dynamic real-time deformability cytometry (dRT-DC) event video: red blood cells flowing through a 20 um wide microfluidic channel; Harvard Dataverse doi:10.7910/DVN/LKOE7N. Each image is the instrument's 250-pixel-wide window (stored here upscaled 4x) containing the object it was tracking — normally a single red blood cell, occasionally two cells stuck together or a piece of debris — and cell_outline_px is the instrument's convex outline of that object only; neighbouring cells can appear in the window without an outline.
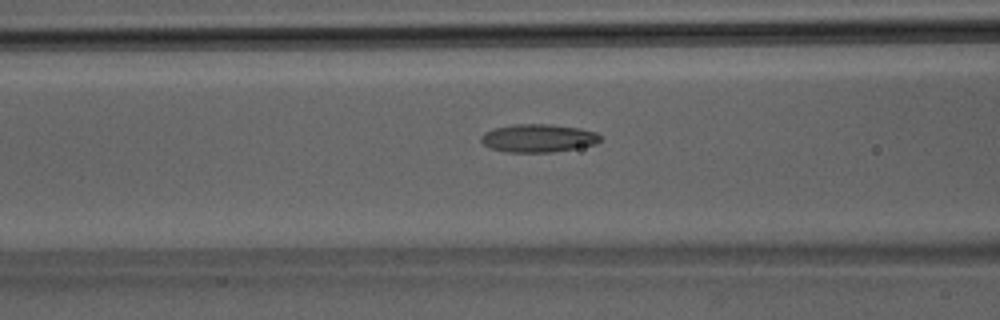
{"species": "Egyptian fruit bat (a non-hibernating species)", "species_latin": "Rousettus aegyptiacus", "temperature_condition": "room temperature", "stored_images_in_passage": 32, "camera_frame_rate_fps": 3000, "um_per_image_px": 0.085, "animal": {"sex": "male"}, "frame": {"image": 1, "passage_image": 8, "time_ms": 2.333, "image_size_px": [1000, 320], "cell_outline_px": [[600, 140], [596, 144], [552, 152], [504, 152], [488, 148], [480, 140], [480, 136], [484, 132], [492, 128], [516, 124], [552, 124], [580, 128], [596, 132], [600, 136]], "centroid_in_image_um": [45.7, 11.74], "position_along_channel_um": 120.9, "area_um2": 19.65}}
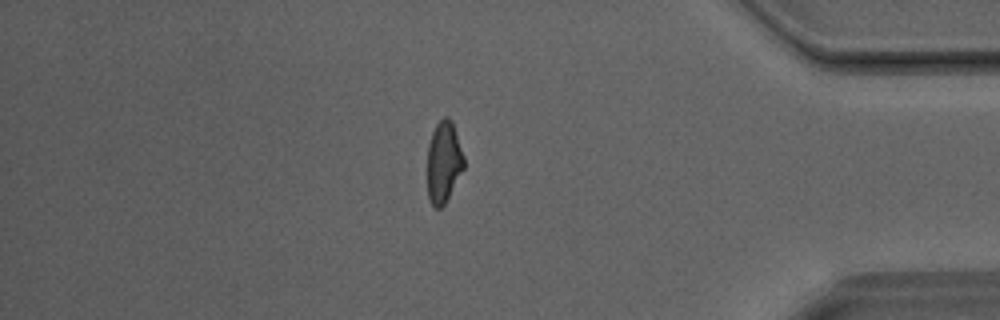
{"frame": {"image": 2, "passage_image": 26, "time_ms": 8.333, "image_size_px": [1000, 320], "cell_outline_px": [[464, 168], [444, 204], [440, 208], [436, 208], [428, 200], [428, 144], [432, 132], [436, 124], [444, 116], [448, 116], [452, 120], [464, 156]], "centroid_in_image_um": [37.71, 13.74], "position_along_channel_um": 397.5, "area_um2": 17.28}}
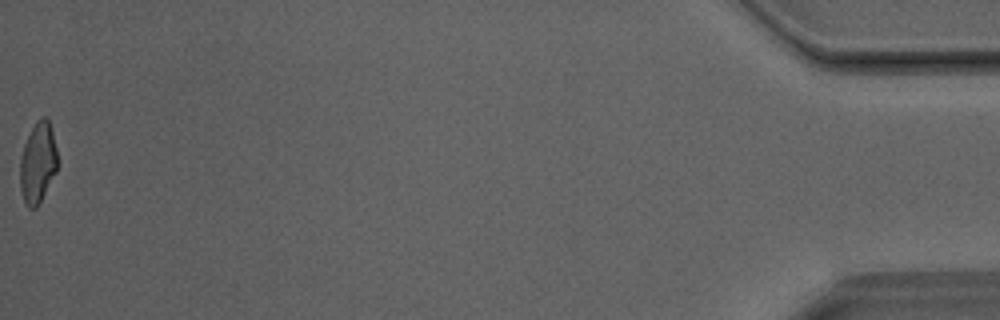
{"frame": {"image": 3, "passage_image": 32, "time_ms": 10.333, "image_size_px": [1000, 320], "cell_outline_px": [[56, 172], [36, 208], [28, 208], [24, 200], [20, 188], [20, 156], [24, 144], [36, 120], [40, 116], [44, 116], [48, 120], [52, 132], [56, 148]], "centroid_in_image_um": [3.19, 13.82], "position_along_channel_um": 432.0, "area_um2": 17.34}}